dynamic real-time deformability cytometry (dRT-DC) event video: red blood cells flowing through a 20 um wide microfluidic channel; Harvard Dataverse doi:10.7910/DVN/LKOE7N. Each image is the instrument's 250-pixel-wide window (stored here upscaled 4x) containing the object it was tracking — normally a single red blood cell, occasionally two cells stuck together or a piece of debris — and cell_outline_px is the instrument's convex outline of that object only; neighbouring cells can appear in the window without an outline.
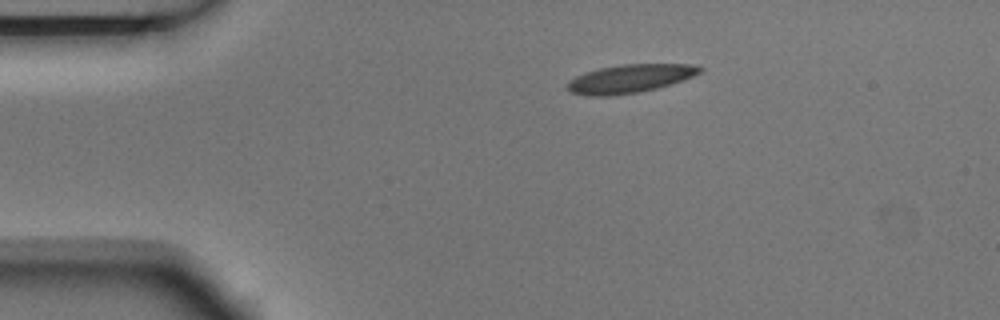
{"species": "Egyptian fruit bat (a non-hibernating species)", "species_latin": "Rousettus aegyptiacus", "temperature_condition": "room temperature", "stored_images_in_passage": 8, "camera_frame_rate_fps": 3000, "um_per_image_px": 0.085, "animal": {"sex": "male"}, "frame": {"image": 1, "passage_image": 1, "time_ms": 0.0, "image_size_px": [1000, 320], "cell_outline_px": [[704, 68], [700, 72], [684, 80], [656, 88], [640, 92], [608, 96], [588, 96], [572, 92], [568, 88], [568, 80], [576, 76], [600, 68], [620, 64], [688, 64]], "centroid_in_image_um": [53.54, 6.68], "position_along_channel_um": 31.5, "area_um2": 21.68}}
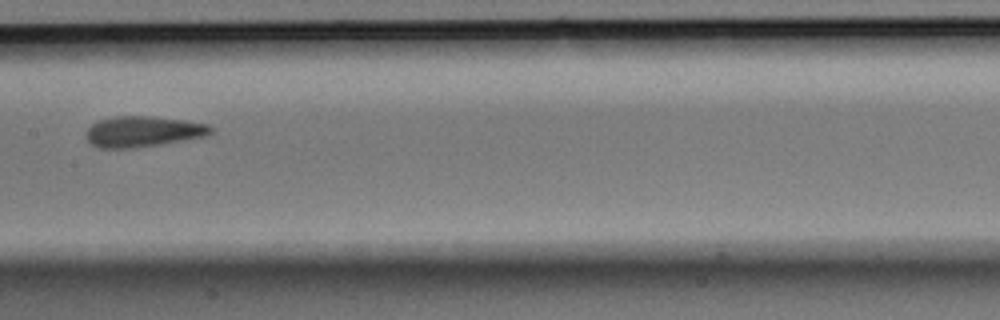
{"frame": {"image": 2, "passage_image": 5, "time_ms": 1.333, "image_size_px": [1000, 320], "cell_outline_px": [[212, 132], [208, 136], [136, 148], [100, 148], [92, 144], [88, 140], [88, 128], [92, 124], [100, 120], [116, 116], [152, 116], [184, 120], [208, 124], [212, 128]], "centroid_in_image_um": [12.2, 11.18], "position_along_channel_um": 195.2, "area_um2": 22.2}}
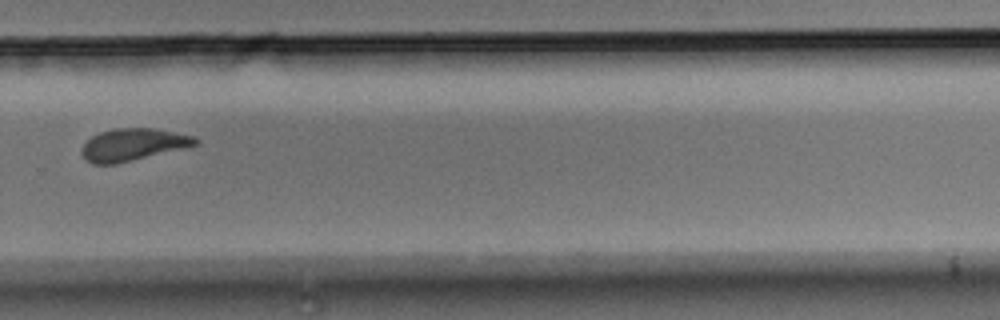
{"frame": {"image": 3, "passage_image": 8, "time_ms": 2.333, "image_size_px": [1000, 320], "cell_outline_px": [[200, 140], [196, 144], [184, 148], [116, 164], [92, 164], [80, 152], [84, 144], [92, 136], [100, 132], [116, 128], [156, 128], [196, 136]], "centroid_in_image_um": [11.33, 12.28], "position_along_channel_um": 318.5, "area_um2": 21.27}}